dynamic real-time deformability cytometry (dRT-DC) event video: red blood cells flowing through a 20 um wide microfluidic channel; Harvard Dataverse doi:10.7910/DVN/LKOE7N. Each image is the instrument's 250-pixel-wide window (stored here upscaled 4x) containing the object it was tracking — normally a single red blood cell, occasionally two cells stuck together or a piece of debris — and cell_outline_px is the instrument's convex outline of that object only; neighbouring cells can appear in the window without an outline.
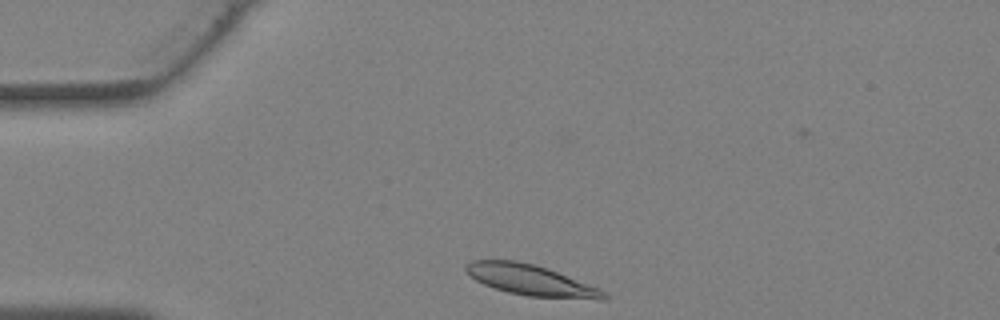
{"species": "Egyptian fruit bat (a non-hibernating species)", "species_latin": "Rousettus aegyptiacus", "temperature_condition": "warm", "stored_images_in_passage": 23, "camera_frame_rate_fps": 3000, "um_per_image_px": 0.085, "animal": {"sex": "female"}, "frame": {"image": 1, "passage_image": 1, "time_ms": 0.0, "image_size_px": [1000, 320], "cell_outline_px": [[608, 300], [600, 300], [528, 296], [508, 292], [484, 284], [476, 280], [464, 268], [472, 260], [516, 260], [536, 264], [548, 268], [600, 288], [608, 292]], "centroid_in_image_um": [45.22, 23.82], "position_along_channel_um": 39.8, "area_um2": 24.8}}
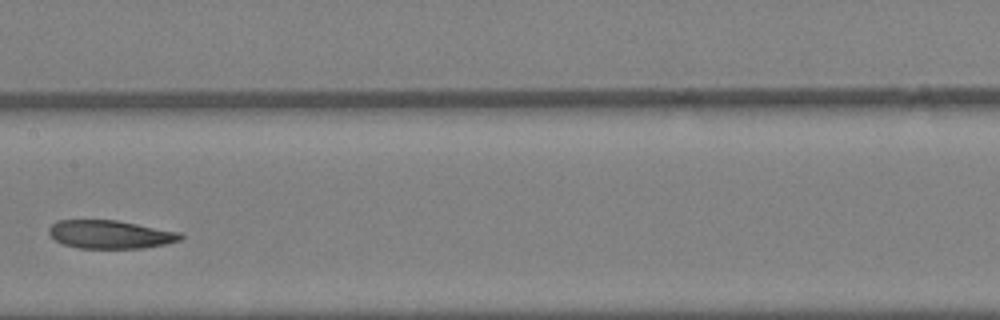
{"frame": {"image": 2, "passage_image": 12, "time_ms": 3.667, "image_size_px": [1000, 320], "cell_outline_px": [[184, 236], [180, 240], [164, 244], [144, 248], [80, 248], [64, 244], [56, 240], [48, 232], [48, 228], [56, 220], [116, 220], [184, 232]], "centroid_in_image_um": [9.42, 19.91], "position_along_channel_um": 198.0, "area_um2": 21.79}}
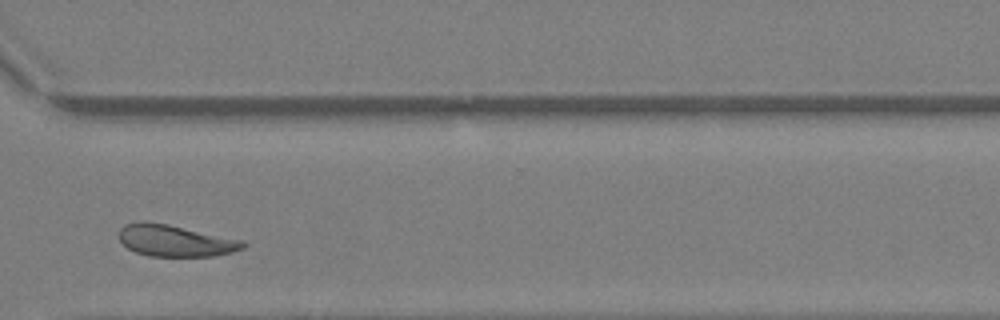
{"frame": {"image": 3, "passage_image": 21, "time_ms": 6.667, "image_size_px": [1000, 320], "cell_outline_px": [[248, 244], [244, 248], [232, 252], [212, 256], [148, 256], [136, 252], [128, 248], [120, 240], [120, 228], [124, 224], [168, 224], [240, 240]], "centroid_in_image_um": [14.93, 20.49], "position_along_channel_um": 355.7, "area_um2": 22.02}}